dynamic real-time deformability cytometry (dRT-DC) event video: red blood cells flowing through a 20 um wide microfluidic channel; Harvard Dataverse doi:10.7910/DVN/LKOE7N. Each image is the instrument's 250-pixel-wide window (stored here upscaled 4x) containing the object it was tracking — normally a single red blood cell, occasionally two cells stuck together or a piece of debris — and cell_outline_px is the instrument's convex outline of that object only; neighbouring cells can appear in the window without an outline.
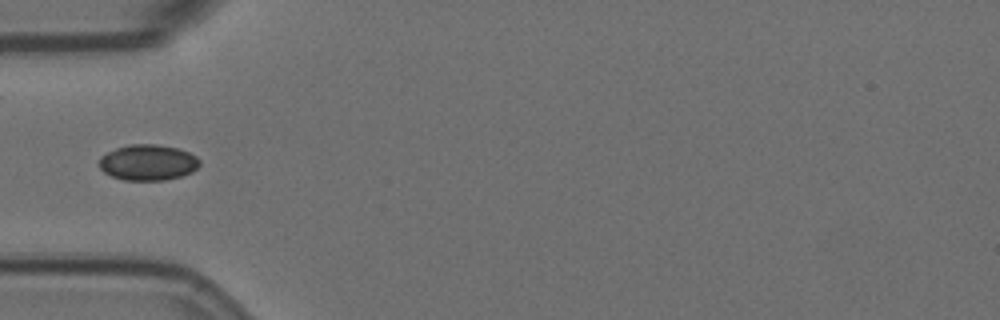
{"species": "Egyptian fruit bat (a non-hibernating species)", "species_latin": "Rousettus aegyptiacus", "temperature_condition": "room temperature", "stored_images_in_passage": 7, "camera_frame_rate_fps": 3000, "um_per_image_px": 0.085, "animal": {"sex": "female"}, "frame": {"image": 1, "passage_image": 6, "time_ms": 1.667, "image_size_px": [1000, 320], "cell_outline_px": [[200, 164], [192, 172], [180, 176], [164, 180], [124, 180], [112, 176], [104, 172], [100, 168], [100, 156], [116, 148], [128, 144], [156, 144], [180, 148], [196, 156], [200, 160]], "centroid_in_image_um": [12.59, 13.8], "position_along_channel_um": 72.4, "area_um2": 20.98}}
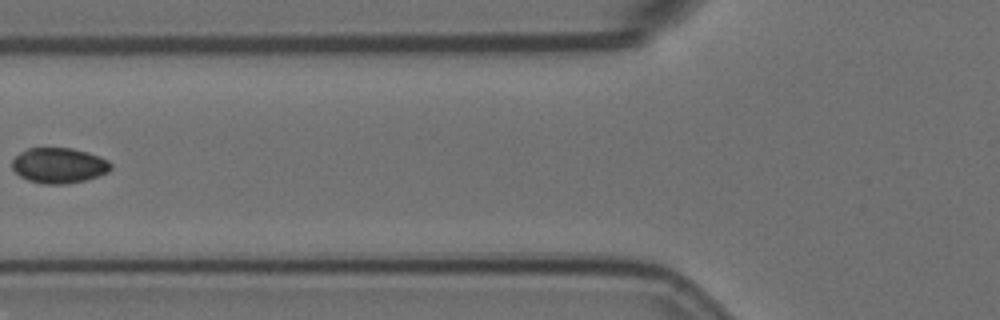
{"frame": {"image": 2, "passage_image": 7, "time_ms": 2.0, "image_size_px": [1000, 320], "cell_outline_px": [[112, 168], [108, 172], [100, 176], [84, 180], [64, 184], [44, 184], [28, 180], [20, 176], [12, 168], [12, 160], [20, 152], [28, 148], [72, 148], [108, 160], [112, 164]], "centroid_in_image_um": [5.0, 14.07], "position_along_channel_um": 120.8, "area_um2": 20.23}}